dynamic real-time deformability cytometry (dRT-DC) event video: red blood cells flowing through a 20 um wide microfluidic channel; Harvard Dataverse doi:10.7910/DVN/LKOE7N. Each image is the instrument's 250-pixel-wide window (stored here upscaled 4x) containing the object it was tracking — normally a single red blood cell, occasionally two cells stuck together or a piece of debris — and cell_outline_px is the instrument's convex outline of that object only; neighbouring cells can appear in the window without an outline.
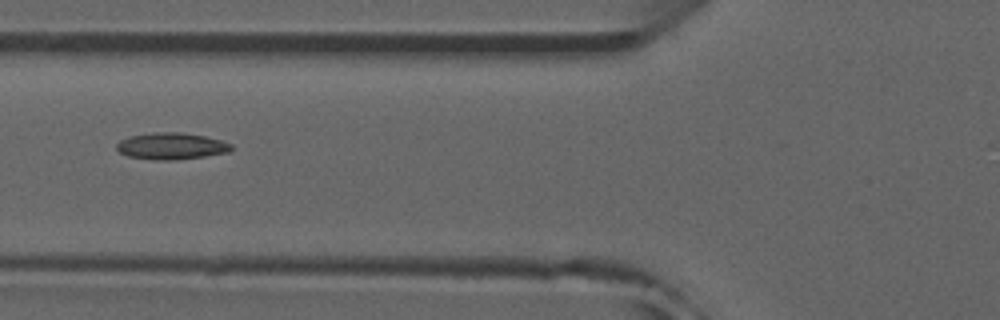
{"species": "common noctule bat (a hibernating species)", "species_latin": "Nyctalus noctula", "temperature_condition": "room temperature", "stored_images_in_passage": 46, "camera_frame_rate_fps": 3000, "um_per_image_px": 0.085, "animal": {"sex": "male", "forearm_length_mm": 52.5}, "frame": {"image": 1, "passage_image": 20, "time_ms": 6.333, "image_size_px": [1000, 320], "cell_outline_px": [[232, 148], [228, 152], [204, 156], [176, 160], [156, 160], [128, 156], [120, 152], [116, 148], [116, 144], [120, 140], [128, 136], [152, 132], [180, 132], [204, 136], [220, 140], [232, 144]], "centroid_in_image_um": [14.53, 12.41], "position_along_channel_um": 111.3, "area_um2": 17.8}}